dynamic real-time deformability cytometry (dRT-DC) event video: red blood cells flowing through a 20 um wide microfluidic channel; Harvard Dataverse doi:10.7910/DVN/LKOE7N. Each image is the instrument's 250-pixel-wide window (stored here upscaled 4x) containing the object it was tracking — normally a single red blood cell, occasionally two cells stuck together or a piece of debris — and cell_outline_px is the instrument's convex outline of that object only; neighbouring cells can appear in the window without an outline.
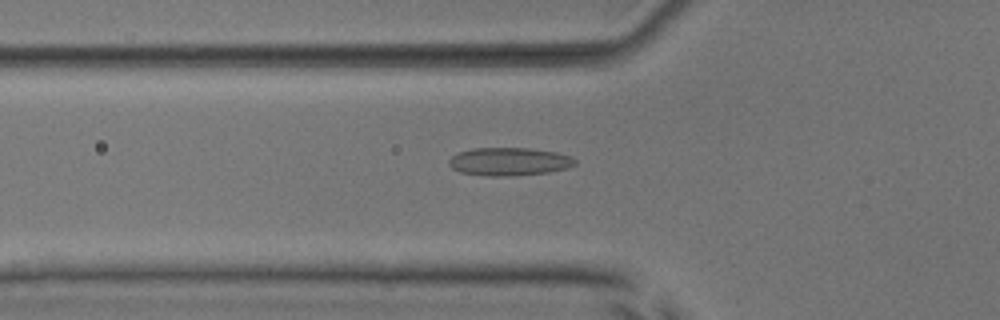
{"species": "common noctule bat (a hibernating species)", "species_latin": "Nyctalus noctula", "temperature_condition": "room temperature", "stored_images_in_passage": 45, "camera_frame_rate_fps": 3000, "um_per_image_px": 0.085, "animal": {"sex": "male", "body_mass_g": 17.9, "forearm_length_mm": 54.2}, "frame": {"image": 1, "passage_image": 12, "time_ms": 3.667, "image_size_px": [1000, 320], "cell_outline_px": [[576, 164], [568, 168], [548, 172], [508, 176], [484, 176], [460, 172], [452, 168], [448, 164], [448, 160], [456, 152], [472, 148], [528, 148], [556, 152], [572, 156], [576, 160]], "centroid_in_image_um": [43.25, 13.73], "position_along_channel_um": 82.5, "area_um2": 20.81}}
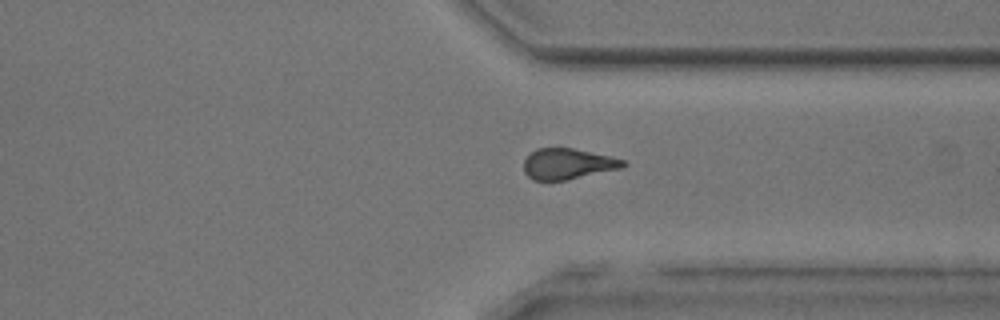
{"frame": {"image": 2, "passage_image": 33, "time_ms": 10.667, "image_size_px": [1000, 320], "cell_outline_px": [[628, 164], [624, 168], [564, 180], [532, 180], [524, 172], [524, 160], [536, 148], [572, 148], [612, 156], [624, 160]], "centroid_in_image_um": [48.29, 13.92], "position_along_channel_um": 363.1, "area_um2": 17.86}}
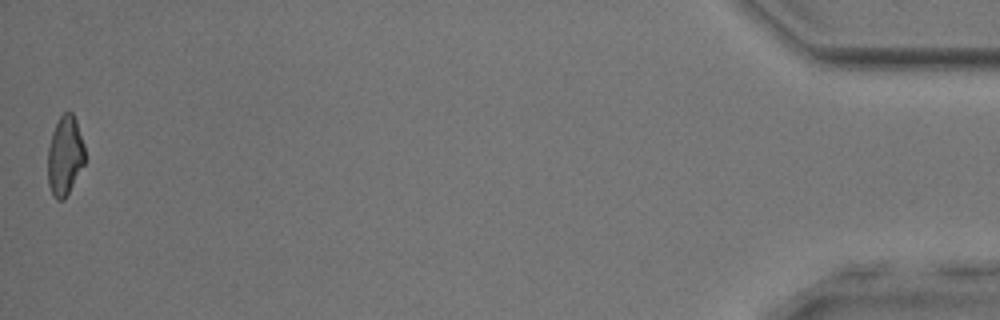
{"frame": {"image": 3, "passage_image": 45, "time_ms": 14.667, "image_size_px": [1000, 320], "cell_outline_px": [[84, 164], [64, 200], [56, 200], [52, 196], [48, 184], [48, 148], [52, 132], [60, 116], [64, 112], [72, 112], [76, 120], [84, 144]], "centroid_in_image_um": [5.5, 13.25], "position_along_channel_um": 429.7, "area_um2": 17.11}, "authors_computed_cell_mechanics": {"area_um2": 18.785, "velocity_mm_per_s": 4.0082, "shape_relaxation_time_tau1_ms": null, "shape_relaxation_time_tau2_ms": 1.9011, "deformation_change_tau1": null, "deformation_change_tau2": 0.0898}}